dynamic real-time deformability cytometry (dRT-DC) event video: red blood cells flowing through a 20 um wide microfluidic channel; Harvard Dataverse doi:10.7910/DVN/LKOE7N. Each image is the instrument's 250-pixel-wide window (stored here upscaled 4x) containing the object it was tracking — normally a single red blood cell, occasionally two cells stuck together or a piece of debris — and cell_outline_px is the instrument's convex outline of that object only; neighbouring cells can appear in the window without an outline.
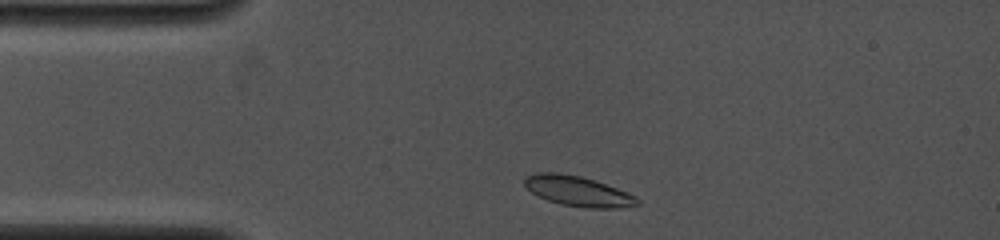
{"species": "common noctule bat (a hibernating species)", "species_latin": "Nyctalus noctula", "temperature_condition": "cold", "stored_images_in_passage": 45, "camera_frame_rate_fps": 4000, "um_per_image_px": 0.085, "animal": {"sex": "female", "body_mass_g": 19.0, "forearm_length_mm": 53.3}, "frame": {"image": 1, "passage_image": 3, "time_ms": 0.5, "image_size_px": [1000, 240], "cell_outline_px": [[640, 204], [620, 208], [588, 208], [560, 204], [548, 200], [532, 192], [524, 184], [524, 176], [536, 172], [560, 172], [580, 176], [628, 192], [636, 196], [640, 200]], "centroid_in_image_um": [49.12, 16.24], "position_along_channel_um": 35.9, "area_um2": 19.77}}
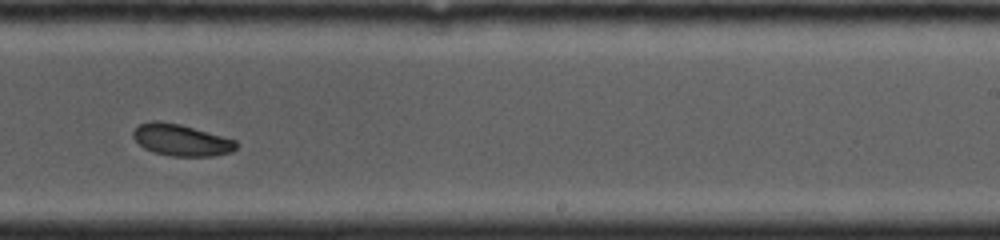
{"frame": {"image": 2, "passage_image": 29, "time_ms": 7.0, "image_size_px": [1000, 240], "cell_outline_px": [[240, 144], [232, 152], [212, 156], [172, 156], [156, 152], [144, 148], [132, 136], [132, 132], [140, 124], [152, 120], [160, 120], [180, 124], [236, 140]], "centroid_in_image_um": [15.42, 11.9], "position_along_channel_um": 273.6, "area_um2": 18.96}}
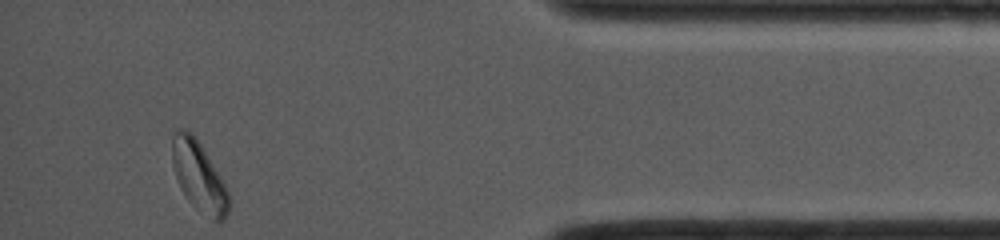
{"frame": {"image": 3, "passage_image": 45, "time_ms": 11.25, "image_size_px": [1000, 240], "cell_outline_px": [[232, 200], [228, 212], [224, 220], [220, 224], [212, 220], [196, 208], [188, 200], [180, 188], [172, 164], [172, 132], [184, 128], [192, 132], [200, 144], [220, 176]], "centroid_in_image_um": [16.92, 15.03], "position_along_channel_um": 418.3, "area_um2": 23.18}, "authors_computed_cell_mechanics": {"area_um2": 19.4208, "velocity_mm_per_s": 4.1268, "shape_relaxation_time_tau1_ms": 6.6978, "shape_relaxation_time_tau2_ms": null, "deformation_change_tau1": 0.1323, "deformation_change_tau2": null}}